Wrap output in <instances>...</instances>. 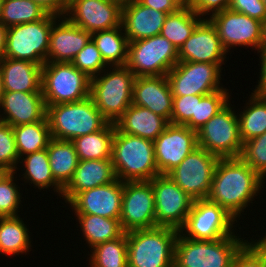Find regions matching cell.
<instances>
[{"label": "cell", "mask_w": 266, "mask_h": 267, "mask_svg": "<svg viewBox=\"0 0 266 267\" xmlns=\"http://www.w3.org/2000/svg\"><path fill=\"white\" fill-rule=\"evenodd\" d=\"M265 183L240 157L220 158L206 199L224 208L239 222L247 215L245 210L252 209L256 197L263 194Z\"/></svg>", "instance_id": "6da1fadb"}, {"label": "cell", "mask_w": 266, "mask_h": 267, "mask_svg": "<svg viewBox=\"0 0 266 267\" xmlns=\"http://www.w3.org/2000/svg\"><path fill=\"white\" fill-rule=\"evenodd\" d=\"M239 233L218 240H192L179 232L173 267H231L235 256L250 241Z\"/></svg>", "instance_id": "7a4b0ae2"}, {"label": "cell", "mask_w": 266, "mask_h": 267, "mask_svg": "<svg viewBox=\"0 0 266 267\" xmlns=\"http://www.w3.org/2000/svg\"><path fill=\"white\" fill-rule=\"evenodd\" d=\"M111 159L122 182L150 181L159 175L152 140L116 130Z\"/></svg>", "instance_id": "3957f363"}, {"label": "cell", "mask_w": 266, "mask_h": 267, "mask_svg": "<svg viewBox=\"0 0 266 267\" xmlns=\"http://www.w3.org/2000/svg\"><path fill=\"white\" fill-rule=\"evenodd\" d=\"M178 234L161 226L126 232L128 267H173Z\"/></svg>", "instance_id": "277c9868"}, {"label": "cell", "mask_w": 266, "mask_h": 267, "mask_svg": "<svg viewBox=\"0 0 266 267\" xmlns=\"http://www.w3.org/2000/svg\"><path fill=\"white\" fill-rule=\"evenodd\" d=\"M51 137L69 140L102 130L109 121L101 114L91 96L76 102L47 106Z\"/></svg>", "instance_id": "5b68a950"}, {"label": "cell", "mask_w": 266, "mask_h": 267, "mask_svg": "<svg viewBox=\"0 0 266 267\" xmlns=\"http://www.w3.org/2000/svg\"><path fill=\"white\" fill-rule=\"evenodd\" d=\"M135 78L126 66L107 67L91 78L90 96L109 122L115 123L132 104Z\"/></svg>", "instance_id": "8992f818"}, {"label": "cell", "mask_w": 266, "mask_h": 267, "mask_svg": "<svg viewBox=\"0 0 266 267\" xmlns=\"http://www.w3.org/2000/svg\"><path fill=\"white\" fill-rule=\"evenodd\" d=\"M91 79L68 62H46L42 66L41 91L45 105L71 103L90 96Z\"/></svg>", "instance_id": "52a82bcc"}, {"label": "cell", "mask_w": 266, "mask_h": 267, "mask_svg": "<svg viewBox=\"0 0 266 267\" xmlns=\"http://www.w3.org/2000/svg\"><path fill=\"white\" fill-rule=\"evenodd\" d=\"M58 17L49 13L39 21L9 27L6 48L1 57L26 60L43 66L47 62L52 24Z\"/></svg>", "instance_id": "ba28073f"}, {"label": "cell", "mask_w": 266, "mask_h": 267, "mask_svg": "<svg viewBox=\"0 0 266 267\" xmlns=\"http://www.w3.org/2000/svg\"><path fill=\"white\" fill-rule=\"evenodd\" d=\"M178 62V49L161 34L128 44L126 67L136 77L166 76Z\"/></svg>", "instance_id": "9c48e42d"}, {"label": "cell", "mask_w": 266, "mask_h": 267, "mask_svg": "<svg viewBox=\"0 0 266 267\" xmlns=\"http://www.w3.org/2000/svg\"><path fill=\"white\" fill-rule=\"evenodd\" d=\"M197 138L199 147L219 158L240 156L243 142L236 108L231 101L197 131Z\"/></svg>", "instance_id": "30bf717a"}, {"label": "cell", "mask_w": 266, "mask_h": 267, "mask_svg": "<svg viewBox=\"0 0 266 267\" xmlns=\"http://www.w3.org/2000/svg\"><path fill=\"white\" fill-rule=\"evenodd\" d=\"M239 225L240 222L224 208L207 199H201L194 200L185 224L179 232L192 240H218L233 235L235 230L241 231ZM237 226L239 230L236 229Z\"/></svg>", "instance_id": "8fae6325"}, {"label": "cell", "mask_w": 266, "mask_h": 267, "mask_svg": "<svg viewBox=\"0 0 266 267\" xmlns=\"http://www.w3.org/2000/svg\"><path fill=\"white\" fill-rule=\"evenodd\" d=\"M225 64L181 62L179 61L167 74L173 97L208 95L225 88L222 79Z\"/></svg>", "instance_id": "7c38bea8"}, {"label": "cell", "mask_w": 266, "mask_h": 267, "mask_svg": "<svg viewBox=\"0 0 266 267\" xmlns=\"http://www.w3.org/2000/svg\"><path fill=\"white\" fill-rule=\"evenodd\" d=\"M219 159L198 146L167 175L193 200L206 199Z\"/></svg>", "instance_id": "4fadbf2b"}, {"label": "cell", "mask_w": 266, "mask_h": 267, "mask_svg": "<svg viewBox=\"0 0 266 267\" xmlns=\"http://www.w3.org/2000/svg\"><path fill=\"white\" fill-rule=\"evenodd\" d=\"M149 182L154 192L156 226L180 230L194 200L167 174H159Z\"/></svg>", "instance_id": "5bb4252c"}, {"label": "cell", "mask_w": 266, "mask_h": 267, "mask_svg": "<svg viewBox=\"0 0 266 267\" xmlns=\"http://www.w3.org/2000/svg\"><path fill=\"white\" fill-rule=\"evenodd\" d=\"M209 20L215 26L220 42L228 53L232 48L247 47L260 51L262 22L245 14L225 9L212 15Z\"/></svg>", "instance_id": "9a60e30c"}, {"label": "cell", "mask_w": 266, "mask_h": 267, "mask_svg": "<svg viewBox=\"0 0 266 267\" xmlns=\"http://www.w3.org/2000/svg\"><path fill=\"white\" fill-rule=\"evenodd\" d=\"M119 220L125 233L157 227L154 192L149 181L123 182Z\"/></svg>", "instance_id": "2e32d148"}, {"label": "cell", "mask_w": 266, "mask_h": 267, "mask_svg": "<svg viewBox=\"0 0 266 267\" xmlns=\"http://www.w3.org/2000/svg\"><path fill=\"white\" fill-rule=\"evenodd\" d=\"M64 16L92 34L120 26L122 5L113 0H69Z\"/></svg>", "instance_id": "e0dca14e"}, {"label": "cell", "mask_w": 266, "mask_h": 267, "mask_svg": "<svg viewBox=\"0 0 266 267\" xmlns=\"http://www.w3.org/2000/svg\"><path fill=\"white\" fill-rule=\"evenodd\" d=\"M153 144L159 174H168L198 147L197 132L170 123Z\"/></svg>", "instance_id": "ac0fdd59"}, {"label": "cell", "mask_w": 266, "mask_h": 267, "mask_svg": "<svg viewBox=\"0 0 266 267\" xmlns=\"http://www.w3.org/2000/svg\"><path fill=\"white\" fill-rule=\"evenodd\" d=\"M123 182L118 178L106 185L94 187L76 194L67 204L74 214L98 215L120 219ZM71 207V208H70Z\"/></svg>", "instance_id": "d6986e66"}, {"label": "cell", "mask_w": 266, "mask_h": 267, "mask_svg": "<svg viewBox=\"0 0 266 267\" xmlns=\"http://www.w3.org/2000/svg\"><path fill=\"white\" fill-rule=\"evenodd\" d=\"M227 55L229 53L222 47L217 30L209 19H203L178 50L181 62L225 64Z\"/></svg>", "instance_id": "ffe728a7"}, {"label": "cell", "mask_w": 266, "mask_h": 267, "mask_svg": "<svg viewBox=\"0 0 266 267\" xmlns=\"http://www.w3.org/2000/svg\"><path fill=\"white\" fill-rule=\"evenodd\" d=\"M46 115L42 93L4 91L0 104L1 122L14 127L42 121Z\"/></svg>", "instance_id": "44dd1931"}, {"label": "cell", "mask_w": 266, "mask_h": 267, "mask_svg": "<svg viewBox=\"0 0 266 267\" xmlns=\"http://www.w3.org/2000/svg\"><path fill=\"white\" fill-rule=\"evenodd\" d=\"M90 39V32L59 16L52 24L47 62L71 63Z\"/></svg>", "instance_id": "7402d4cb"}, {"label": "cell", "mask_w": 266, "mask_h": 267, "mask_svg": "<svg viewBox=\"0 0 266 267\" xmlns=\"http://www.w3.org/2000/svg\"><path fill=\"white\" fill-rule=\"evenodd\" d=\"M132 104L145 107L171 123L173 94L166 76L136 77Z\"/></svg>", "instance_id": "603a6c76"}, {"label": "cell", "mask_w": 266, "mask_h": 267, "mask_svg": "<svg viewBox=\"0 0 266 267\" xmlns=\"http://www.w3.org/2000/svg\"><path fill=\"white\" fill-rule=\"evenodd\" d=\"M167 15L131 0L122 5L121 24L128 41L133 42L159 35Z\"/></svg>", "instance_id": "cb8c5ba5"}, {"label": "cell", "mask_w": 266, "mask_h": 267, "mask_svg": "<svg viewBox=\"0 0 266 267\" xmlns=\"http://www.w3.org/2000/svg\"><path fill=\"white\" fill-rule=\"evenodd\" d=\"M116 179L112 159L79 160L71 181L63 189L61 199L67 204L76 194Z\"/></svg>", "instance_id": "d4e9b609"}, {"label": "cell", "mask_w": 266, "mask_h": 267, "mask_svg": "<svg viewBox=\"0 0 266 267\" xmlns=\"http://www.w3.org/2000/svg\"><path fill=\"white\" fill-rule=\"evenodd\" d=\"M4 91L42 93V66L26 60L0 57Z\"/></svg>", "instance_id": "484cf974"}, {"label": "cell", "mask_w": 266, "mask_h": 267, "mask_svg": "<svg viewBox=\"0 0 266 267\" xmlns=\"http://www.w3.org/2000/svg\"><path fill=\"white\" fill-rule=\"evenodd\" d=\"M170 122L149 109L131 104L114 123L116 130L154 141Z\"/></svg>", "instance_id": "4316f807"}, {"label": "cell", "mask_w": 266, "mask_h": 267, "mask_svg": "<svg viewBox=\"0 0 266 267\" xmlns=\"http://www.w3.org/2000/svg\"><path fill=\"white\" fill-rule=\"evenodd\" d=\"M18 164L15 173L22 176L19 180H23L24 185L28 183L30 188L33 186L40 192L42 190L47 192V190L52 189L51 191L57 194L55 196H59L61 199L63 188L52 175L47 148L21 157ZM19 170H21L20 173Z\"/></svg>", "instance_id": "83f0119b"}, {"label": "cell", "mask_w": 266, "mask_h": 267, "mask_svg": "<svg viewBox=\"0 0 266 267\" xmlns=\"http://www.w3.org/2000/svg\"><path fill=\"white\" fill-rule=\"evenodd\" d=\"M25 222L21 215L0 217V255L19 257L32 251L31 232Z\"/></svg>", "instance_id": "f1b7e54d"}, {"label": "cell", "mask_w": 266, "mask_h": 267, "mask_svg": "<svg viewBox=\"0 0 266 267\" xmlns=\"http://www.w3.org/2000/svg\"><path fill=\"white\" fill-rule=\"evenodd\" d=\"M47 154L52 175L64 189L71 181L79 163L74 144L69 140L51 138L47 146Z\"/></svg>", "instance_id": "f546056e"}, {"label": "cell", "mask_w": 266, "mask_h": 267, "mask_svg": "<svg viewBox=\"0 0 266 267\" xmlns=\"http://www.w3.org/2000/svg\"><path fill=\"white\" fill-rule=\"evenodd\" d=\"M74 216L77 224L79 222V233L85 239L89 250L97 244L118 239L125 233L119 219L90 214H74Z\"/></svg>", "instance_id": "4dcf8cb0"}, {"label": "cell", "mask_w": 266, "mask_h": 267, "mask_svg": "<svg viewBox=\"0 0 266 267\" xmlns=\"http://www.w3.org/2000/svg\"><path fill=\"white\" fill-rule=\"evenodd\" d=\"M91 39L109 67L126 66L129 41L122 24L113 29L94 32Z\"/></svg>", "instance_id": "1f68e13d"}, {"label": "cell", "mask_w": 266, "mask_h": 267, "mask_svg": "<svg viewBox=\"0 0 266 267\" xmlns=\"http://www.w3.org/2000/svg\"><path fill=\"white\" fill-rule=\"evenodd\" d=\"M115 131L114 123L109 122L100 131L73 139L79 160L111 159Z\"/></svg>", "instance_id": "d6a6232c"}, {"label": "cell", "mask_w": 266, "mask_h": 267, "mask_svg": "<svg viewBox=\"0 0 266 267\" xmlns=\"http://www.w3.org/2000/svg\"><path fill=\"white\" fill-rule=\"evenodd\" d=\"M248 99L243 110L238 108L236 111L242 142L266 132V96L251 92Z\"/></svg>", "instance_id": "836d02e7"}, {"label": "cell", "mask_w": 266, "mask_h": 267, "mask_svg": "<svg viewBox=\"0 0 266 267\" xmlns=\"http://www.w3.org/2000/svg\"><path fill=\"white\" fill-rule=\"evenodd\" d=\"M202 20L203 18L185 3L166 16L160 34L179 50Z\"/></svg>", "instance_id": "e575fe53"}, {"label": "cell", "mask_w": 266, "mask_h": 267, "mask_svg": "<svg viewBox=\"0 0 266 267\" xmlns=\"http://www.w3.org/2000/svg\"><path fill=\"white\" fill-rule=\"evenodd\" d=\"M19 159L47 148L51 140L47 116L42 121L12 127Z\"/></svg>", "instance_id": "d590c367"}, {"label": "cell", "mask_w": 266, "mask_h": 267, "mask_svg": "<svg viewBox=\"0 0 266 267\" xmlns=\"http://www.w3.org/2000/svg\"><path fill=\"white\" fill-rule=\"evenodd\" d=\"M87 252V267H128L126 233L118 239L97 244Z\"/></svg>", "instance_id": "8d00e7d4"}, {"label": "cell", "mask_w": 266, "mask_h": 267, "mask_svg": "<svg viewBox=\"0 0 266 267\" xmlns=\"http://www.w3.org/2000/svg\"><path fill=\"white\" fill-rule=\"evenodd\" d=\"M49 12L32 0H4L2 23L7 27L44 19Z\"/></svg>", "instance_id": "74e56055"}, {"label": "cell", "mask_w": 266, "mask_h": 267, "mask_svg": "<svg viewBox=\"0 0 266 267\" xmlns=\"http://www.w3.org/2000/svg\"><path fill=\"white\" fill-rule=\"evenodd\" d=\"M17 178V173L10 172L0 182V217L19 216L22 211L23 205L21 203L24 202V198L22 197L23 193L21 191L23 190L20 185H18L19 183L17 180H19V178Z\"/></svg>", "instance_id": "f35d334b"}, {"label": "cell", "mask_w": 266, "mask_h": 267, "mask_svg": "<svg viewBox=\"0 0 266 267\" xmlns=\"http://www.w3.org/2000/svg\"><path fill=\"white\" fill-rule=\"evenodd\" d=\"M230 89H221L205 95L201 101H197L196 132L202 128L214 115L221 111L231 99ZM231 92V93H229Z\"/></svg>", "instance_id": "ab89813d"}, {"label": "cell", "mask_w": 266, "mask_h": 267, "mask_svg": "<svg viewBox=\"0 0 266 267\" xmlns=\"http://www.w3.org/2000/svg\"><path fill=\"white\" fill-rule=\"evenodd\" d=\"M239 157L266 180V132L243 142Z\"/></svg>", "instance_id": "60d3db41"}, {"label": "cell", "mask_w": 266, "mask_h": 267, "mask_svg": "<svg viewBox=\"0 0 266 267\" xmlns=\"http://www.w3.org/2000/svg\"><path fill=\"white\" fill-rule=\"evenodd\" d=\"M78 70L85 73L90 79L109 67L103 60L99 49L92 39L76 55L71 62Z\"/></svg>", "instance_id": "b9f144b4"}, {"label": "cell", "mask_w": 266, "mask_h": 267, "mask_svg": "<svg viewBox=\"0 0 266 267\" xmlns=\"http://www.w3.org/2000/svg\"><path fill=\"white\" fill-rule=\"evenodd\" d=\"M203 97V95L173 97L171 124L185 125L196 131L197 101H201Z\"/></svg>", "instance_id": "7bdbcfd3"}, {"label": "cell", "mask_w": 266, "mask_h": 267, "mask_svg": "<svg viewBox=\"0 0 266 267\" xmlns=\"http://www.w3.org/2000/svg\"><path fill=\"white\" fill-rule=\"evenodd\" d=\"M19 163L12 126L0 121V168L15 172Z\"/></svg>", "instance_id": "ee69618b"}, {"label": "cell", "mask_w": 266, "mask_h": 267, "mask_svg": "<svg viewBox=\"0 0 266 267\" xmlns=\"http://www.w3.org/2000/svg\"><path fill=\"white\" fill-rule=\"evenodd\" d=\"M229 9L260 22L266 20V6L261 0H231Z\"/></svg>", "instance_id": "f6af8a7d"}, {"label": "cell", "mask_w": 266, "mask_h": 267, "mask_svg": "<svg viewBox=\"0 0 266 267\" xmlns=\"http://www.w3.org/2000/svg\"><path fill=\"white\" fill-rule=\"evenodd\" d=\"M252 238L235 256L231 267H260V246Z\"/></svg>", "instance_id": "bcb514c9"}, {"label": "cell", "mask_w": 266, "mask_h": 267, "mask_svg": "<svg viewBox=\"0 0 266 267\" xmlns=\"http://www.w3.org/2000/svg\"><path fill=\"white\" fill-rule=\"evenodd\" d=\"M230 2L231 0H186V4L203 19L229 9Z\"/></svg>", "instance_id": "7dc6e473"}, {"label": "cell", "mask_w": 266, "mask_h": 267, "mask_svg": "<svg viewBox=\"0 0 266 267\" xmlns=\"http://www.w3.org/2000/svg\"><path fill=\"white\" fill-rule=\"evenodd\" d=\"M138 1L146 7H151L152 9L167 14L177 11L180 7H182L186 3V0H138Z\"/></svg>", "instance_id": "c3c4849f"}, {"label": "cell", "mask_w": 266, "mask_h": 267, "mask_svg": "<svg viewBox=\"0 0 266 267\" xmlns=\"http://www.w3.org/2000/svg\"><path fill=\"white\" fill-rule=\"evenodd\" d=\"M32 1L41 5L50 14H54L57 16H64L69 6V0H32Z\"/></svg>", "instance_id": "681fc988"}, {"label": "cell", "mask_w": 266, "mask_h": 267, "mask_svg": "<svg viewBox=\"0 0 266 267\" xmlns=\"http://www.w3.org/2000/svg\"><path fill=\"white\" fill-rule=\"evenodd\" d=\"M259 54V55H258ZM257 56H259V69L258 70V74H259V79H257V85H255V89H253L252 91L262 95V96H266V50H260L257 53Z\"/></svg>", "instance_id": "f907efd6"}, {"label": "cell", "mask_w": 266, "mask_h": 267, "mask_svg": "<svg viewBox=\"0 0 266 267\" xmlns=\"http://www.w3.org/2000/svg\"><path fill=\"white\" fill-rule=\"evenodd\" d=\"M7 27L0 23V57L3 56L6 48Z\"/></svg>", "instance_id": "816d5d0a"}, {"label": "cell", "mask_w": 266, "mask_h": 267, "mask_svg": "<svg viewBox=\"0 0 266 267\" xmlns=\"http://www.w3.org/2000/svg\"><path fill=\"white\" fill-rule=\"evenodd\" d=\"M260 50H266V20L262 22Z\"/></svg>", "instance_id": "f5cc1de1"}, {"label": "cell", "mask_w": 266, "mask_h": 267, "mask_svg": "<svg viewBox=\"0 0 266 267\" xmlns=\"http://www.w3.org/2000/svg\"><path fill=\"white\" fill-rule=\"evenodd\" d=\"M264 235L261 237L259 234L256 236L260 237L258 240L255 237V242L266 252V232L263 233Z\"/></svg>", "instance_id": "db71d44e"}, {"label": "cell", "mask_w": 266, "mask_h": 267, "mask_svg": "<svg viewBox=\"0 0 266 267\" xmlns=\"http://www.w3.org/2000/svg\"><path fill=\"white\" fill-rule=\"evenodd\" d=\"M260 267H266V252L260 247Z\"/></svg>", "instance_id": "11a10c76"}, {"label": "cell", "mask_w": 266, "mask_h": 267, "mask_svg": "<svg viewBox=\"0 0 266 267\" xmlns=\"http://www.w3.org/2000/svg\"><path fill=\"white\" fill-rule=\"evenodd\" d=\"M3 95H4L3 74H2V71H1V68H0V104H1V101H2Z\"/></svg>", "instance_id": "9f6ffc18"}, {"label": "cell", "mask_w": 266, "mask_h": 267, "mask_svg": "<svg viewBox=\"0 0 266 267\" xmlns=\"http://www.w3.org/2000/svg\"><path fill=\"white\" fill-rule=\"evenodd\" d=\"M10 173V171L0 168V182Z\"/></svg>", "instance_id": "6f0895ef"}, {"label": "cell", "mask_w": 266, "mask_h": 267, "mask_svg": "<svg viewBox=\"0 0 266 267\" xmlns=\"http://www.w3.org/2000/svg\"><path fill=\"white\" fill-rule=\"evenodd\" d=\"M4 0H0V23H2V9H3Z\"/></svg>", "instance_id": "680465c9"}, {"label": "cell", "mask_w": 266, "mask_h": 267, "mask_svg": "<svg viewBox=\"0 0 266 267\" xmlns=\"http://www.w3.org/2000/svg\"><path fill=\"white\" fill-rule=\"evenodd\" d=\"M113 1L119 2L121 5H124L131 0H113Z\"/></svg>", "instance_id": "91938a15"}, {"label": "cell", "mask_w": 266, "mask_h": 267, "mask_svg": "<svg viewBox=\"0 0 266 267\" xmlns=\"http://www.w3.org/2000/svg\"><path fill=\"white\" fill-rule=\"evenodd\" d=\"M264 4H265V6H266V0H261Z\"/></svg>", "instance_id": "94428289"}]
</instances>
